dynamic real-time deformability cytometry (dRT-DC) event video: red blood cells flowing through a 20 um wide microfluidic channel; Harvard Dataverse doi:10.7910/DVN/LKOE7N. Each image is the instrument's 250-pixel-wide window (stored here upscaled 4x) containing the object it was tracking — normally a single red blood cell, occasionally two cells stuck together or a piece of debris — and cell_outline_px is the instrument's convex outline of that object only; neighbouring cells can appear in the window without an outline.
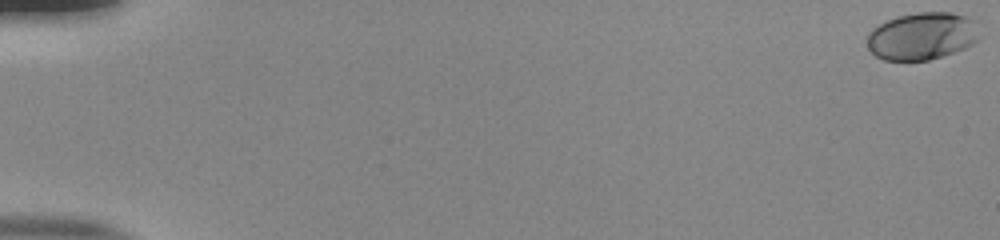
{"species": "human", "species_latin": "Homo sapiens", "temperature_condition": "room temperature", "stored_images_in_passage": 55, "camera_frame_rate_fps": 3000, "um_per_image_px": 0.085, "donor": {"sex": "male"}, "frame": {"image": 1, "passage_image": 1, "time_ms": 0.0, "image_size_px": [1000, 240], "cell_outline_px": [[980, 36], [972, 44], [964, 48], [928, 60], [884, 60], [876, 56], [868, 48], [868, 32], [872, 28], [896, 16], [916, 12], [952, 12], [964, 16], [972, 20]], "centroid_in_image_um": [78.34, 3.06], "position_along_channel_um": 6.7, "area_um2": 30.75}}
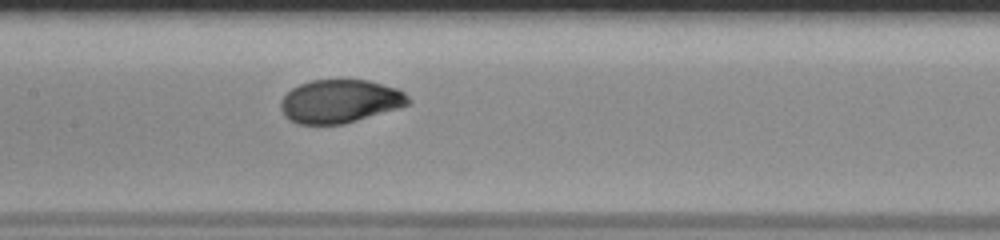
{"frame": {"image": 2, "passage_image": 29, "time_ms": 9.333, "image_size_px": [1000, 240], "cell_outline_px": [[412, 104], [344, 124], [296, 124], [288, 120], [284, 116], [280, 108], [280, 100], [292, 88], [300, 84], [312, 80], [368, 80], [396, 88], [404, 92], [412, 100]], "centroid_in_image_um": [28.89, 8.62], "position_along_channel_um": 178.5, "area_um2": 32.37}}
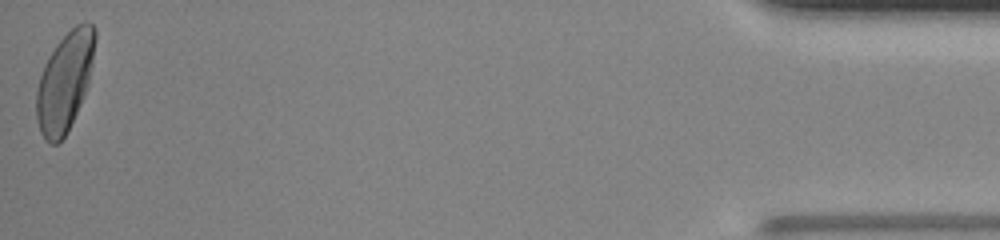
{"frame": {"image": 3, "passage_image": 55, "time_ms": 18.0, "image_size_px": [1000, 240], "cell_outline_px": [[96, 36], [88, 84], [80, 104], [64, 136], [56, 144], [52, 144], [44, 140], [40, 132], [36, 116], [36, 92], [40, 76], [44, 64], [48, 56], [56, 44], [76, 24], [84, 20], [92, 24], [96, 28]], "centroid_in_image_um": [5.49, 6.91], "position_along_channel_um": 429.7, "area_um2": 33.47}, "authors_computed_cell_mechanics": {"area_um2": 32.368, "velocity_mm_per_s": 3.8634, "shape_relaxation_time_tau1_ms": 2.6345, "shape_relaxation_time_tau2_ms": null, "deformation_change_tau1": 0.137, "deformation_change_tau2": null}}